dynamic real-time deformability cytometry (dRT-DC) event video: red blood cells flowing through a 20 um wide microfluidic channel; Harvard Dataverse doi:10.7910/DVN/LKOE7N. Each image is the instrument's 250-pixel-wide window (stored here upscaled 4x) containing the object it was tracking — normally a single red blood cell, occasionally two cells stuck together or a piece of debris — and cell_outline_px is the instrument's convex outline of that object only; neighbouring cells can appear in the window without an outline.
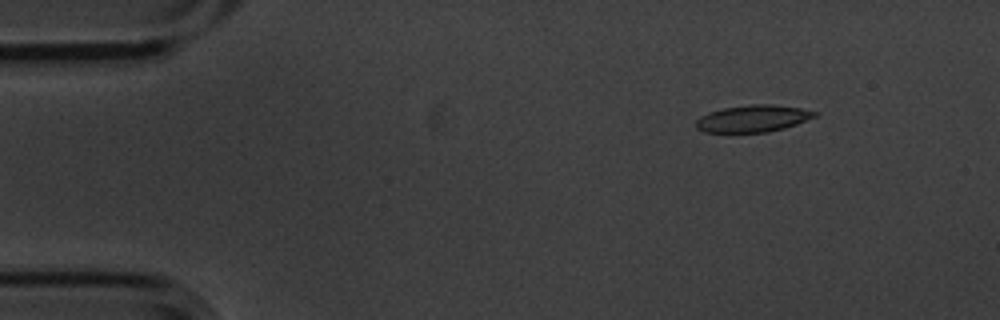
{"species": "common noctule bat (a hibernating species)", "species_latin": "Nyctalus noctula", "temperature_condition": "cold", "stored_images_in_passage": 4, "camera_frame_rate_fps": 3000, "um_per_image_px": 0.085, "animal": {"sex": "male", "body_mass_g": 20.1, "forearm_length_mm": 53.5}, "frame": {"image": 1, "passage_image": 2, "time_ms": 0.333, "image_size_px": [1000, 320], "cell_outline_px": [[820, 112], [816, 116], [796, 124], [784, 128], [768, 132], [704, 132], [696, 128], [696, 120], [700, 116], [708, 112], [724, 108], [752, 104], [772, 104], [800, 108]], "centroid_in_image_um": [64.0, 10.07], "position_along_channel_um": 21.0, "area_um2": 18.61}}
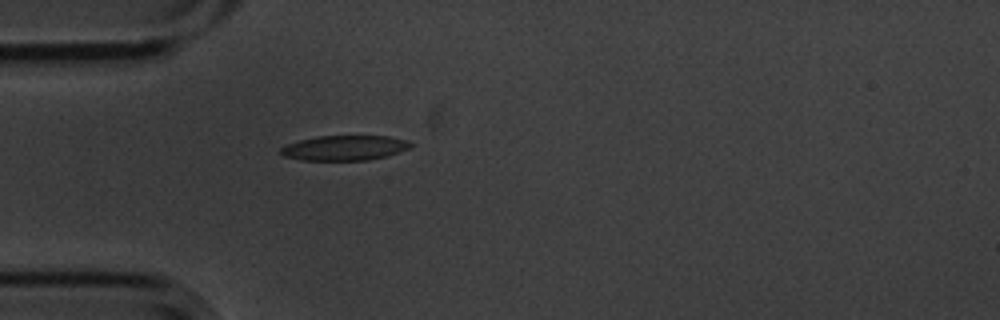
{"frame": {"image": 2, "passage_image": 4, "time_ms": 1.0, "image_size_px": [1000, 320], "cell_outline_px": [[412, 148], [384, 156], [368, 160], [300, 160], [284, 156], [280, 152], [280, 148], [288, 144], [300, 140], [316, 136], [388, 136], [408, 140], [412, 144]], "centroid_in_image_um": [29.29, 12.57], "position_along_channel_um": 55.7, "area_um2": 18.84}}